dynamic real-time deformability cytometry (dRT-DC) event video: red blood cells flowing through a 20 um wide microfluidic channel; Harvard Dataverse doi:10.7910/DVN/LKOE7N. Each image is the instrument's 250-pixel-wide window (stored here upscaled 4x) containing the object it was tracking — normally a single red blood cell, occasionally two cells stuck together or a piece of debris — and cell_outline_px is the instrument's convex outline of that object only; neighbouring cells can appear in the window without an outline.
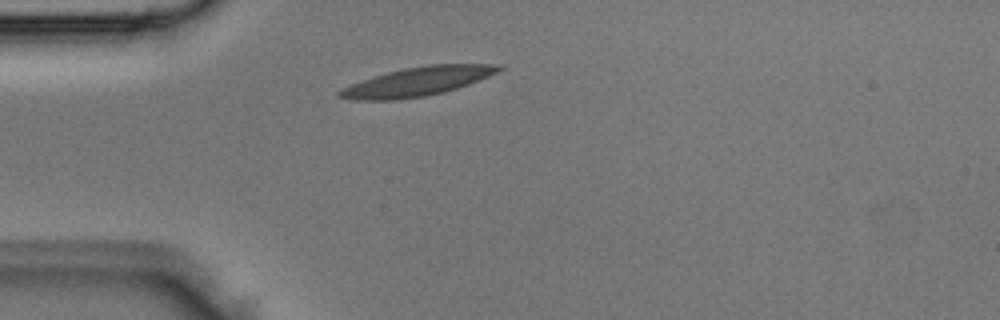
{"species": "Egyptian fruit bat (a non-hibernating species)", "species_latin": "Rousettus aegyptiacus", "temperature_condition": "room temperature", "stored_images_in_passage": 1, "camera_frame_rate_fps": 3000, "um_per_image_px": 0.085, "animal": {"sex": "male"}, "frame": {"image": 1, "passage_image": 1, "time_ms": 0.0, "image_size_px": [1000, 320], "cell_outline_px": [[504, 68], [500, 72], [468, 84], [444, 92], [424, 96], [396, 100], [352, 100], [336, 96], [336, 92], [360, 80], [388, 72], [404, 68], [428, 64], [500, 64]], "centroid_in_image_um": [35.49, 6.93], "position_along_channel_um": 49.5, "area_um2": 26.82}}